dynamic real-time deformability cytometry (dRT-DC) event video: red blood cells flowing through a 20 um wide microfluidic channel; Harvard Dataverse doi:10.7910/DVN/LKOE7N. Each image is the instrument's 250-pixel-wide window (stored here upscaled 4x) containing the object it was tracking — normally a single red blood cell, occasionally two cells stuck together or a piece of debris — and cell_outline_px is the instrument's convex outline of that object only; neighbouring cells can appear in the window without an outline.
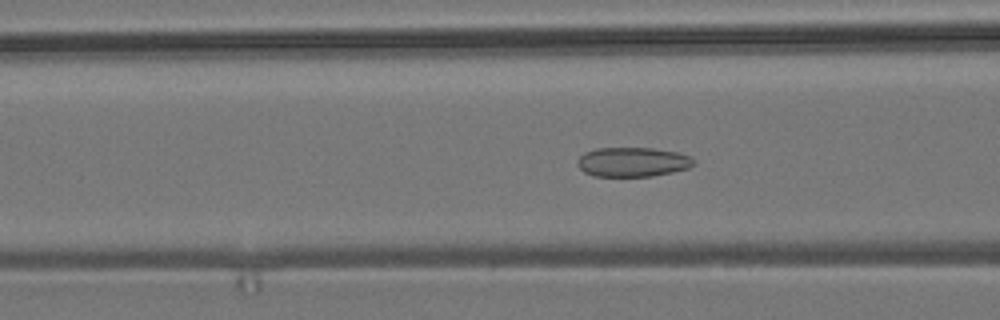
{"species": "common noctule bat (a hibernating species)", "species_latin": "Nyctalus noctula", "temperature_condition": "room temperature", "stored_images_in_passage": 55, "camera_frame_rate_fps": 3000, "um_per_image_px": 0.085, "animal": {"sex": "male", "body_mass_g": 19.2, "forearm_length_mm": 51.8}, "frame": {"image": 1, "passage_image": 21, "time_ms": 6.667, "image_size_px": [1000, 320], "cell_outline_px": [[696, 164], [688, 168], [672, 172], [652, 176], [596, 176], [584, 172], [576, 164], [576, 160], [584, 152], [596, 148], [652, 148], [676, 152], [692, 156], [696, 160]], "centroid_in_image_um": [53.79, 13.76], "position_along_channel_um": 112.8, "area_um2": 20.11}}
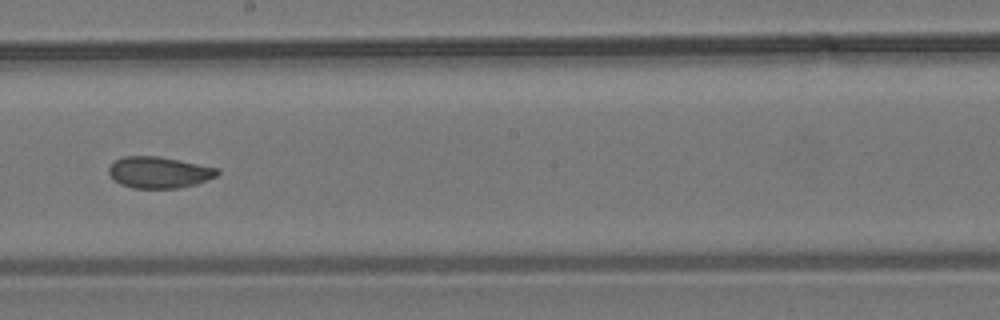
{"frame": {"image": 2, "passage_image": 31, "time_ms": 10.0, "image_size_px": [1000, 320], "cell_outline_px": [[220, 172], [216, 176], [196, 184], [176, 188], [132, 188], [120, 184], [108, 172], [108, 168], [116, 160], [124, 156], [156, 156], [220, 168]], "centroid_in_image_um": [13.53, 14.65], "position_along_channel_um": 234.7, "area_um2": 19.65}}
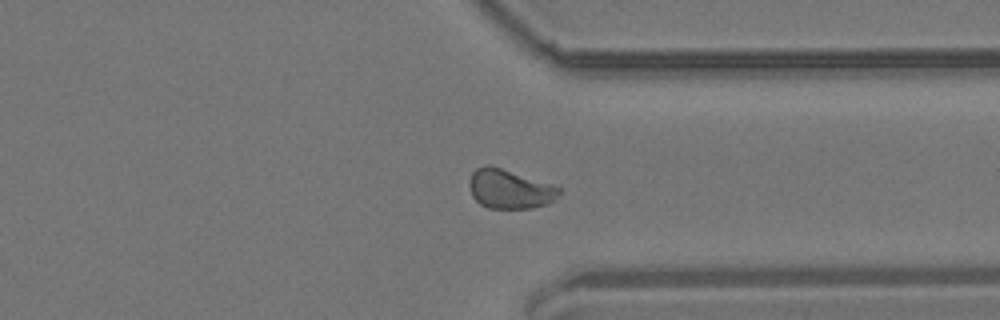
{"frame": {"image": 3, "passage_image": 42, "time_ms": 13.667, "image_size_px": [1000, 320], "cell_outline_px": [[560, 196], [556, 200], [548, 204], [532, 208], [488, 208], [480, 204], [472, 196], [468, 184], [472, 172], [476, 168], [488, 164], [560, 188]], "centroid_in_image_um": [43.29, 16.09], "position_along_channel_um": 368.1, "area_um2": 20.29}, "authors_computed_cell_mechanics": {"area_um2": 20.519, "velocity_mm_per_s": 3.6529, "shape_relaxation_time_tau1_ms": 9.0616, "shape_relaxation_time_tau2_ms": 0.9721, "deformation_change_tau1": 0.1204, "deformation_change_tau2": 0.0575}}